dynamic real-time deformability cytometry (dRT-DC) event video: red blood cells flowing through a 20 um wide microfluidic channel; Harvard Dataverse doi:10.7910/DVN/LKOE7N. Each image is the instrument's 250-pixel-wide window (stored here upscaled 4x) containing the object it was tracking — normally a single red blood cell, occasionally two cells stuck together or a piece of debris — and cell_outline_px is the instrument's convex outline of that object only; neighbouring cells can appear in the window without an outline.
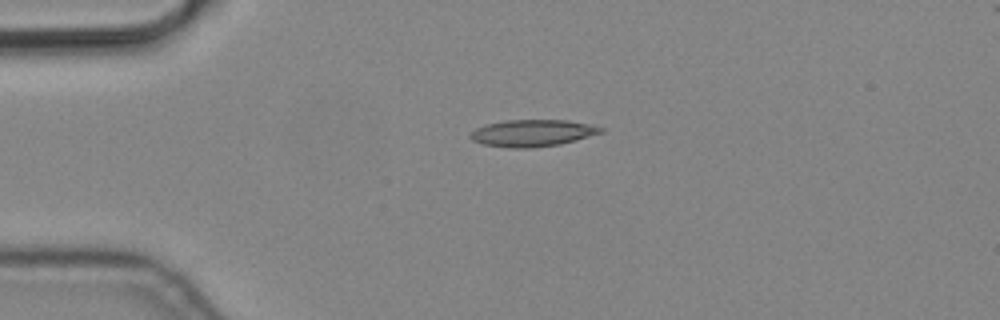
{"species": "common noctule bat (a hibernating species)", "species_latin": "Nyctalus noctula", "temperature_condition": "cold", "stored_images_in_passage": 5, "camera_frame_rate_fps": 3000, "um_per_image_px": 0.085, "animal": {"sex": "male", "body_mass_g": 19.2, "forearm_length_mm": 51.8}, "frame": {"image": 1, "passage_image": 4, "time_ms": 1.0, "image_size_px": [1000, 320], "cell_outline_px": [[604, 132], [576, 140], [560, 144], [532, 148], [508, 148], [484, 144], [472, 140], [468, 136], [476, 128], [488, 124], [504, 120], [568, 120], [588, 124], [604, 128]], "centroid_in_image_um": [45.26, 11.31], "position_along_channel_um": 39.7, "area_um2": 20.4}}